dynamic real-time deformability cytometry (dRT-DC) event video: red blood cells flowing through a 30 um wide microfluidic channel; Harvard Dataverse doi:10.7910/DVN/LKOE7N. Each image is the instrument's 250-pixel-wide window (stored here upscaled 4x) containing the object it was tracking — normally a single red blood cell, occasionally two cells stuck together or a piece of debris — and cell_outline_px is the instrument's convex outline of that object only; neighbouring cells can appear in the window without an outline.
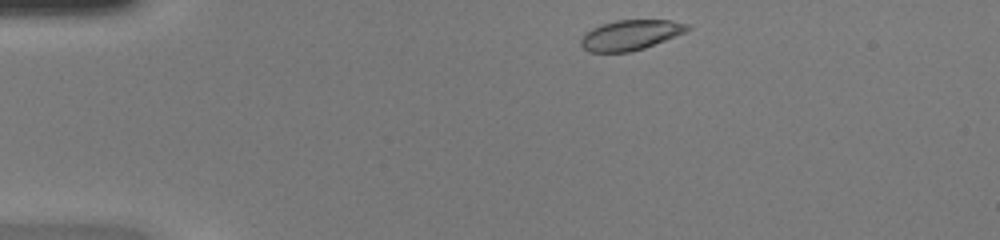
{"species": "common noctule bat (a hibernating species)", "species_latin": "Nyctalus noctula", "temperature_condition": "warm", "stored_images_in_passage": 40, "camera_frame_rate_fps": 3000, "um_per_image_px": 0.085, "animal": {"sex": "female", "body_mass_g": 20.0, "forearm_length_mm": 54.0}, "frame": {"image": 1, "passage_image": 1, "time_ms": 0.0, "image_size_px": [1000, 240], "cell_outline_px": [[692, 28], [684, 32], [644, 48], [628, 52], [588, 52], [580, 44], [580, 40], [584, 32], [592, 28], [616, 20], [668, 20], [688, 24]], "centroid_in_image_um": [53.55, 2.97], "position_along_channel_um": 31.5, "area_um2": 18.5}}
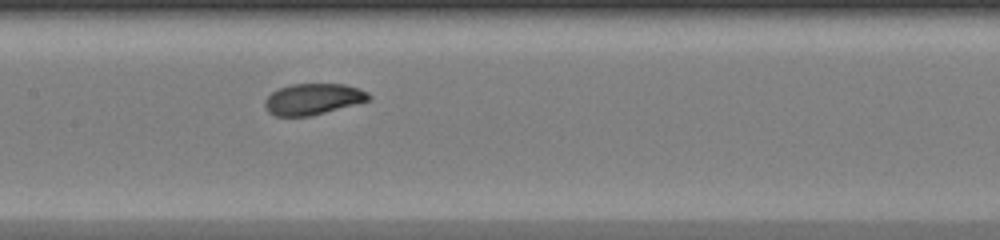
{"frame": {"image": 2, "passage_image": 16, "time_ms": 5.0, "image_size_px": [1000, 240], "cell_outline_px": [[372, 100], [308, 116], [276, 116], [268, 112], [264, 104], [264, 100], [272, 92], [280, 88], [292, 84], [344, 84], [368, 92], [372, 96]], "centroid_in_image_um": [26.61, 8.42], "position_along_channel_um": 180.8, "area_um2": 18.73}}
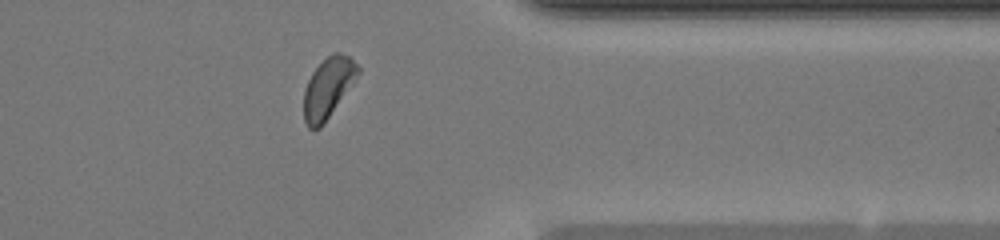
{"frame": {"image": 3, "passage_image": 31, "time_ms": 10.0, "image_size_px": [1000, 240], "cell_outline_px": [[360, 72], [324, 124], [320, 128], [308, 128], [304, 120], [304, 88], [312, 72], [332, 52], [340, 52], [348, 56], [360, 68]], "centroid_in_image_um": [27.87, 7.47], "position_along_channel_um": 383.5, "area_um2": 18.73}, "authors_computed_cell_mechanics": {"area_um2": 19.2185, "velocity_mm_per_s": 4.2475, "shape_relaxation_time_tau1_ms": 2.4316, "shape_relaxation_time_tau2_ms": 2.0659, "deformation_change_tau1": 0.1149, "deformation_change_tau2": 0.0478}}